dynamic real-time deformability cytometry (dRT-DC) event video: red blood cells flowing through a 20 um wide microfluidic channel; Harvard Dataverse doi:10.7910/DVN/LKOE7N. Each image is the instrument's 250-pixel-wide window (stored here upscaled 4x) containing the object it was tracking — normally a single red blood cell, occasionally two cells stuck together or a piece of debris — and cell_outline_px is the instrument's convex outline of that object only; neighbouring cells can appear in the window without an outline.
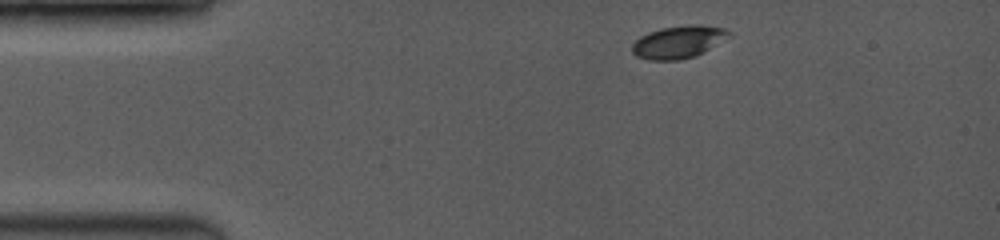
{"species": "common noctule bat (a hibernating species)", "species_latin": "Nyctalus noctula", "temperature_condition": "room temperature", "stored_images_in_passage": 6, "camera_frame_rate_fps": 3500, "um_per_image_px": 0.085, "animal": {"sex": "female", "body_mass_g": 19.0, "forearm_length_mm": 53.3}, "frame": {"image": 1, "passage_image": 1, "time_ms": 0.0, "image_size_px": [1000, 240], "cell_outline_px": [[732, 36], [696, 56], [680, 60], [648, 60], [636, 56], [632, 52], [632, 44], [640, 36], [648, 32], [664, 28], [724, 28], [732, 32]], "centroid_in_image_um": [57.62, 3.64], "position_along_channel_um": 27.4, "area_um2": 17.51}}
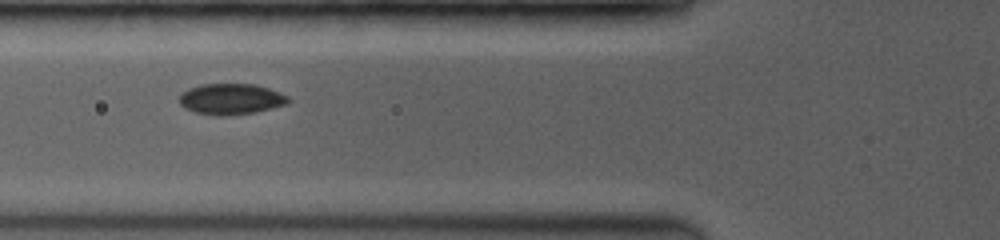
{"frame": {"image": 2, "passage_image": 5, "time_ms": 3.429, "image_size_px": [1000, 240], "cell_outline_px": [[292, 100], [288, 104], [256, 112], [228, 116], [216, 116], [196, 112], [184, 108], [180, 104], [180, 96], [188, 88], [200, 84], [256, 84], [268, 88], [288, 96]], "centroid_in_image_um": [19.66, 8.42], "position_along_channel_um": 106.1, "area_um2": 19.77}}
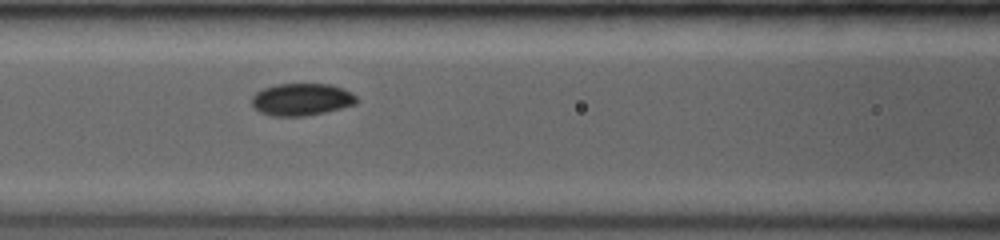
{"frame": {"image": 3, "passage_image": 6, "time_ms": 4.286, "image_size_px": [1000, 240], "cell_outline_px": [[360, 100], [356, 104], [308, 116], [272, 116], [260, 112], [252, 108], [252, 96], [256, 92], [264, 88], [276, 84], [332, 84], [344, 88], [352, 92]], "centroid_in_image_um": [25.65, 8.45], "position_along_channel_um": 141.0, "area_um2": 19.94}}